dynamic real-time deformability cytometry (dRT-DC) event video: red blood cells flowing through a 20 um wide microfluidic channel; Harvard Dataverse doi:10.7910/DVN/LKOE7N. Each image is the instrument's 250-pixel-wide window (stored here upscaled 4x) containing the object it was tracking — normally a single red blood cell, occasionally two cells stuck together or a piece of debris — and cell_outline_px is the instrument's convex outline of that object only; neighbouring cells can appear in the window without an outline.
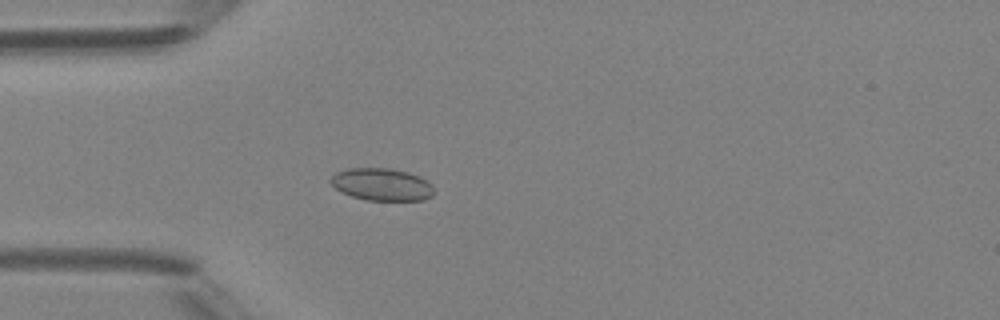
{"species": "Egyptian fruit bat (a non-hibernating species)", "species_latin": "Rousettus aegyptiacus", "temperature_condition": "room temperature", "stored_images_in_passage": 4, "camera_frame_rate_fps": 3000, "um_per_image_px": 0.085, "animal": {"sex": "female"}, "frame": {"image": 1, "passage_image": 4, "time_ms": 4.667, "image_size_px": [1000, 320], "cell_outline_px": [[436, 192], [432, 196], [424, 200], [364, 200], [352, 196], [336, 188], [328, 180], [336, 172], [348, 168], [388, 168], [408, 172], [420, 176], [428, 180], [432, 184]], "centroid_in_image_um": [32.5, 15.67], "position_along_channel_um": 52.5, "area_um2": 19.65}}